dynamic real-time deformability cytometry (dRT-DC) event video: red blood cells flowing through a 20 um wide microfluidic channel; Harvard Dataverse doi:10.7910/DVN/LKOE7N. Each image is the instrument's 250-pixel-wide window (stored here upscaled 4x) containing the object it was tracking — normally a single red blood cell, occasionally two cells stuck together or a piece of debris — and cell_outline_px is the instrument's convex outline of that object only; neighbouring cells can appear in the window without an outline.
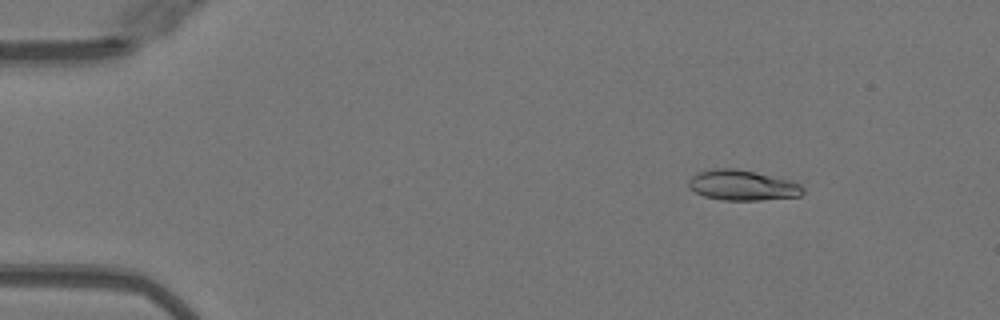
{"species": "Egyptian fruit bat (a non-hibernating species)", "species_latin": "Rousettus aegyptiacus", "temperature_condition": "warm", "stored_images_in_passage": 13, "camera_frame_rate_fps": 3000, "um_per_image_px": 0.085, "animal": {"sex": "female"}, "frame": {"image": 1, "passage_image": 3, "time_ms": 0.667, "image_size_px": [1000, 320], "cell_outline_px": [[804, 192], [800, 196], [760, 200], [724, 200], [704, 196], [688, 188], [688, 180], [692, 176], [700, 172], [716, 168], [736, 168], [756, 172], [792, 180], [800, 184], [804, 188]], "centroid_in_image_um": [63.13, 15.74], "position_along_channel_um": 21.9, "area_um2": 20.29}}
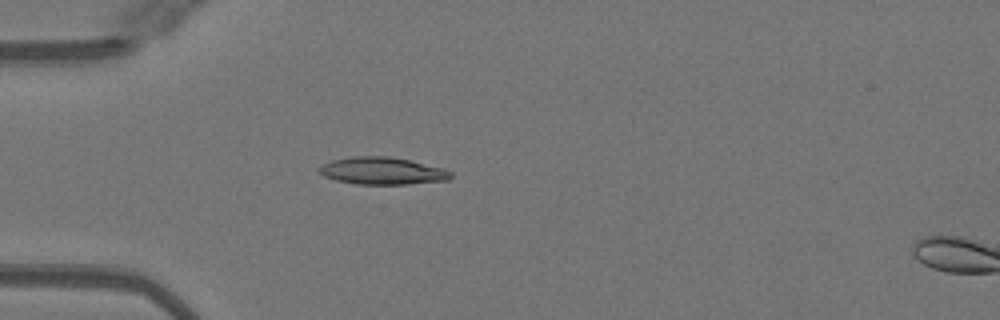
{"frame": {"image": 2, "passage_image": 11, "time_ms": 3.333, "image_size_px": [1000, 320], "cell_outline_px": [[452, 176], [448, 180], [408, 184], [356, 184], [336, 180], [324, 176], [316, 172], [316, 168], [320, 164], [332, 160], [352, 156], [388, 156], [408, 160], [444, 168], [452, 172]], "centroid_in_image_um": [32.43, 14.52], "position_along_channel_um": 52.6, "area_um2": 21.1}}